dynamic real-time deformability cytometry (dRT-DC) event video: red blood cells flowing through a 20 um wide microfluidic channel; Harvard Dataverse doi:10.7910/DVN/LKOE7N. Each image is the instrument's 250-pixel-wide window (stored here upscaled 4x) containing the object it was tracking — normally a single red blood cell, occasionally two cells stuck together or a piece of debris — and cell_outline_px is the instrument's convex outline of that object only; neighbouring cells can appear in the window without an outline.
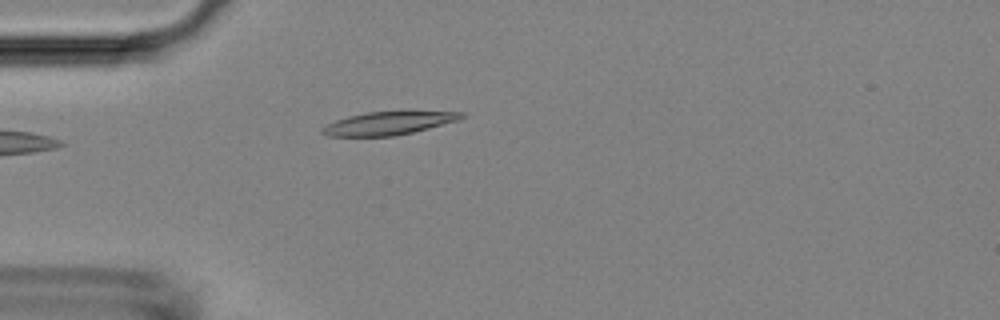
{"species": "Egyptian fruit bat (a non-hibernating species)", "species_latin": "Rousettus aegyptiacus", "temperature_condition": "room temperature", "stored_images_in_passage": 4, "camera_frame_rate_fps": 3000, "um_per_image_px": 0.085, "animal": {"sex": "female"}, "frame": {"image": 1, "passage_image": 4, "time_ms": 3.333, "image_size_px": [1000, 320], "cell_outline_px": [[468, 116], [460, 120], [412, 132], [392, 136], [328, 136], [320, 132], [320, 128], [336, 120], [348, 116], [368, 112], [464, 112]], "centroid_in_image_um": [33.02, 10.48], "position_along_channel_um": 52.0, "area_um2": 18.5}}